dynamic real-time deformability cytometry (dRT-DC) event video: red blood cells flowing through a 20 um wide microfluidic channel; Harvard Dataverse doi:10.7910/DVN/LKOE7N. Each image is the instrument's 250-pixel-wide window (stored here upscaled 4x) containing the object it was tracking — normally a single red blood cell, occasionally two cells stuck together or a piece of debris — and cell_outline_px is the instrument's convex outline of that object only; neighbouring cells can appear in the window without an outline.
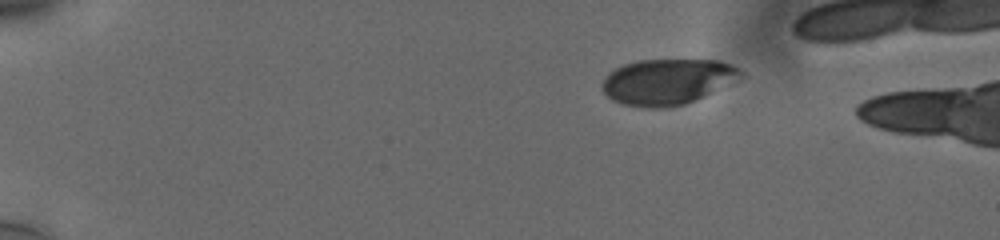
{"species": "human", "species_latin": "Homo sapiens", "temperature_condition": "cold", "stored_images_in_passage": 3, "camera_frame_rate_fps": 3000, "um_per_image_px": 0.085, "donor": {"sex": "male"}, "frame": {"image": 1, "passage_image": 1, "time_ms": 0.0, "image_size_px": [1000, 240], "cell_outline_px": [[748, 76], [684, 104], [664, 108], [652, 108], [624, 104], [612, 100], [600, 88], [600, 84], [604, 76], [608, 72], [624, 64], [640, 60], [720, 60], [744, 72]], "centroid_in_image_um": [56.72, 6.93], "position_along_channel_um": 28.3, "area_um2": 36.99}}